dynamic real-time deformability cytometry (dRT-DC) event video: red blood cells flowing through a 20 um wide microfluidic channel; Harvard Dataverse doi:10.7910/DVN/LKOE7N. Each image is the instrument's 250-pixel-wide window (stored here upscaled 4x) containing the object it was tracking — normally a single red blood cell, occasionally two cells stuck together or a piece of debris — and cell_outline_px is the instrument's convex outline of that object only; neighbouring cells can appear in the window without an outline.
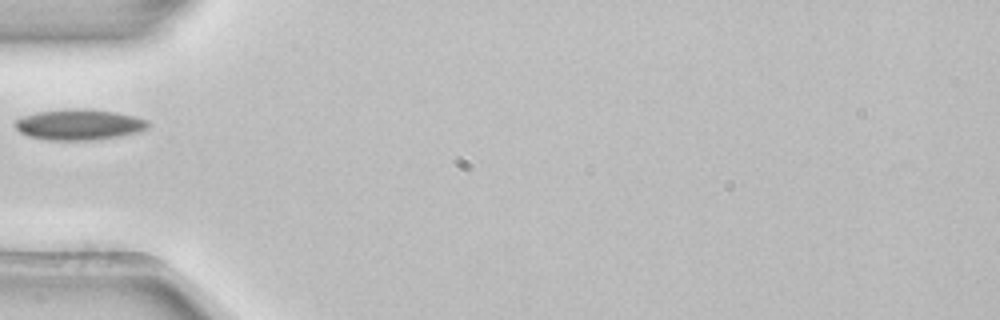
{"species": "common noctule bat (a hibernating species)", "species_latin": "Nyctalus noctula", "temperature_condition": "room temperature", "stored_images_in_passage": 36, "camera_frame_rate_fps": 3000, "um_per_image_px": 0.085, "animal": {"sex": "female", "body_mass_g": 22.7, "forearm_length_mm": 54.2}, "frame": {"image": 1, "passage_image": 1, "time_ms": 0.0, "image_size_px": [1000, 320], "cell_outline_px": [[148, 128], [140, 132], [120, 136], [92, 140], [48, 140], [28, 136], [20, 132], [16, 128], [16, 120], [24, 116], [36, 112], [64, 108], [84, 108], [116, 112], [148, 120]], "centroid_in_image_um": [6.73, 10.58], "position_along_channel_um": 78.3, "area_um2": 23.93}}
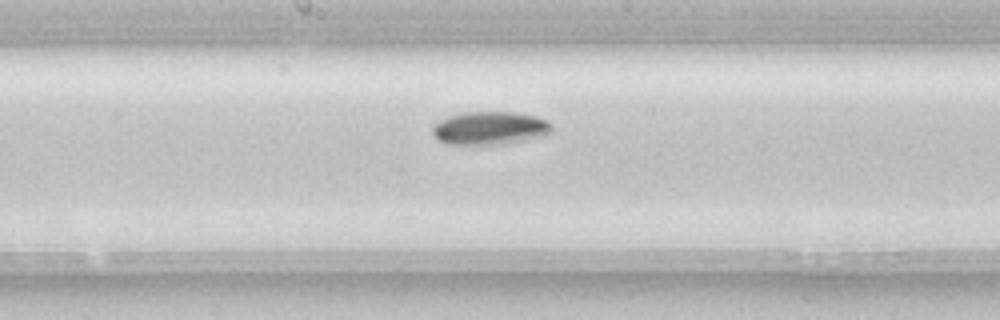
{"frame": {"image": 2, "passage_image": 11, "time_ms": 3.333, "image_size_px": [1000, 320], "cell_outline_px": [[552, 132], [544, 136], [524, 140], [500, 144], [448, 144], [440, 140], [432, 132], [432, 128], [440, 120], [448, 116], [460, 112], [512, 112], [536, 116], [548, 120], [552, 124]], "centroid_in_image_um": [41.68, 10.88], "position_along_channel_um": 206.5, "area_um2": 23.0}}
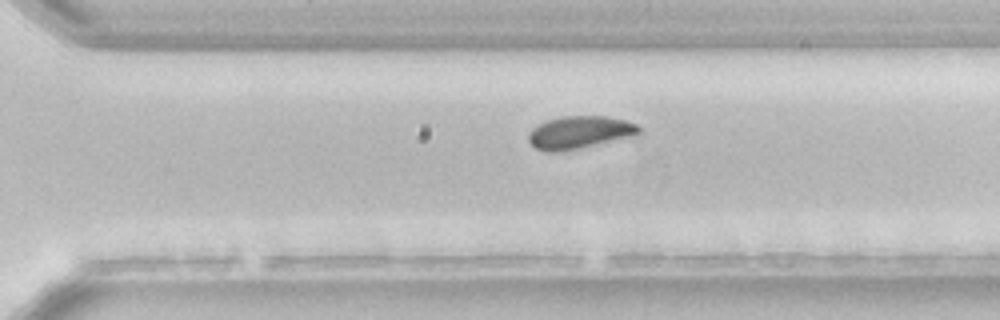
{"frame": {"image": 3, "passage_image": 20, "time_ms": 6.333, "image_size_px": [1000, 320], "cell_outline_px": [[640, 132], [636, 136], [556, 152], [548, 152], [536, 148], [528, 140], [528, 132], [532, 128], [548, 120], [560, 116], [604, 116], [624, 120], [636, 124], [640, 128]], "centroid_in_image_um": [49.26, 11.24], "position_along_channel_um": 321.3, "area_um2": 20.75}}